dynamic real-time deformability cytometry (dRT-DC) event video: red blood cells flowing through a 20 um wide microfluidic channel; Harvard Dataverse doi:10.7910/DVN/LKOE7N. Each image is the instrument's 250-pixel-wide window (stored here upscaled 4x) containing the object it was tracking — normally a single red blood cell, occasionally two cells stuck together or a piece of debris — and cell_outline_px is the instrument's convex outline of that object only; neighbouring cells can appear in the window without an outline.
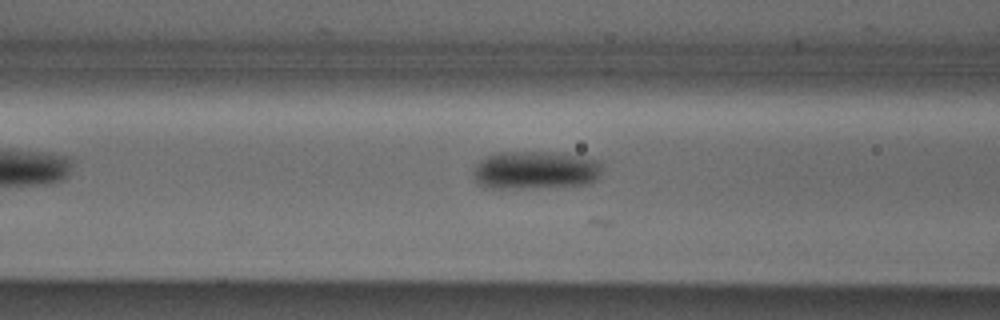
{"species": "Egyptian fruit bat (a non-hibernating species)", "species_latin": "Rousettus aegyptiacus", "temperature_condition": "cold", "stored_images_in_passage": 12, "camera_frame_rate_fps": 3000, "um_per_image_px": 0.085, "animal": {"sex": "male"}, "frame": {"image": 1, "passage_image": 7, "time_ms": 2.0, "image_size_px": [1000, 320], "cell_outline_px": [[604, 164], [600, 176], [596, 180], [584, 184], [508, 188], [484, 188], [476, 184], [472, 176], [472, 172], [476, 164], [480, 160], [496, 152], [564, 152], [596, 160]], "centroid_in_image_um": [45.47, 14.44], "position_along_channel_um": 121.1, "area_um2": 28.84}}
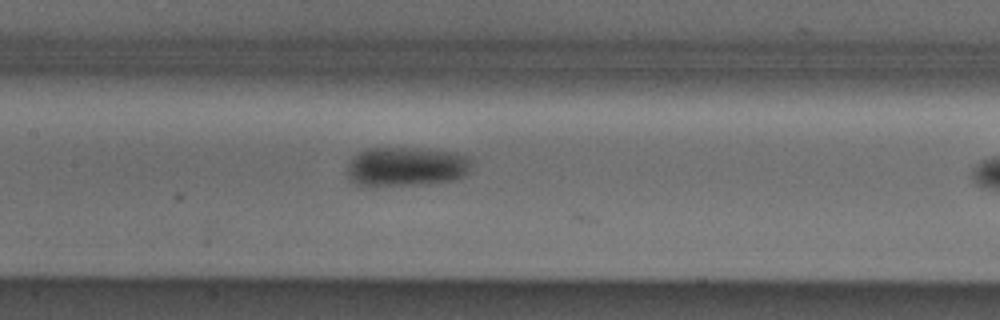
{"frame": {"image": 2, "passage_image": 11, "time_ms": 3.333, "image_size_px": [1000, 320], "cell_outline_px": [[472, 164], [464, 176], [456, 180], [428, 184], [356, 184], [348, 180], [348, 164], [352, 156], [368, 148], [436, 148], [456, 152], [468, 156], [472, 160]], "centroid_in_image_um": [34.6, 14.13], "position_along_channel_um": 172.8, "area_um2": 28.67}}